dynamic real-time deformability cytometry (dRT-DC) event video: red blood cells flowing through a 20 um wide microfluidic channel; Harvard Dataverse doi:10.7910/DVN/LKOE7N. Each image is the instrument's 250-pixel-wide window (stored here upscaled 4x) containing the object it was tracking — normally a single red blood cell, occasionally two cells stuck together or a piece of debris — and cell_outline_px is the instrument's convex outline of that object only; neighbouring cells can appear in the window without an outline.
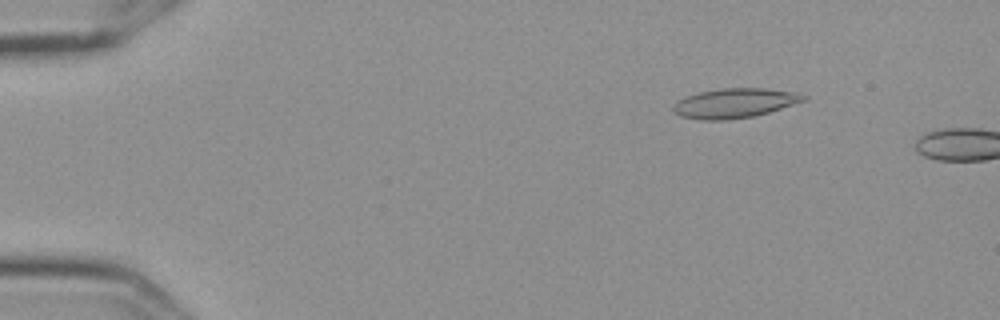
{"species": "Egyptian fruit bat (a non-hibernating species)", "species_latin": "Rousettus aegyptiacus", "temperature_condition": "cold", "stored_images_in_passage": 6, "camera_frame_rate_fps": 3000, "um_per_image_px": 0.085, "frame": {"image": 1, "passage_image": 3, "time_ms": 0.667, "image_size_px": [1000, 320], "cell_outline_px": [[808, 100], [756, 116], [724, 120], [700, 120], [680, 116], [672, 108], [684, 96], [696, 92], [720, 88], [764, 88], [796, 92], [808, 96]], "centroid_in_image_um": [62.48, 8.76], "position_along_channel_um": 22.5, "area_um2": 22.66}}